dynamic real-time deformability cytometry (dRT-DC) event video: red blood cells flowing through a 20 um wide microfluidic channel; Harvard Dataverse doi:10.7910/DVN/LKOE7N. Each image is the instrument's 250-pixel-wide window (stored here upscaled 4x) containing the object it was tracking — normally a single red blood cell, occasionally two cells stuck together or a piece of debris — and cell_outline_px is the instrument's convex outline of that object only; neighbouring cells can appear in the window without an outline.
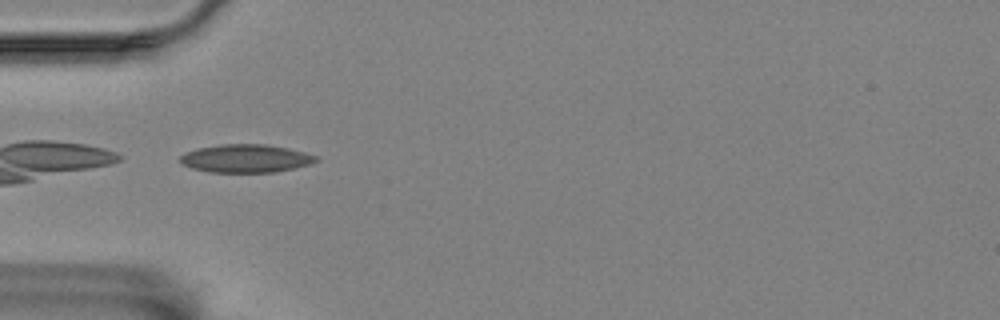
{"species": "Egyptian fruit bat (a non-hibernating species)", "species_latin": "Rousettus aegyptiacus", "temperature_condition": "room temperature", "stored_images_in_passage": 40, "camera_frame_rate_fps": 3000, "um_per_image_px": 0.085, "animal": {"sex": "female"}, "frame": {"image": 1, "passage_image": 1, "time_ms": 0.0, "image_size_px": [1000, 320], "cell_outline_px": [[320, 160], [308, 164], [292, 168], [272, 172], [208, 172], [192, 168], [180, 164], [180, 156], [196, 148], [220, 144], [264, 144], [288, 148], [304, 152], [316, 156]], "centroid_in_image_um": [20.85, 13.46], "position_along_channel_um": 64.1, "area_um2": 22.14}}
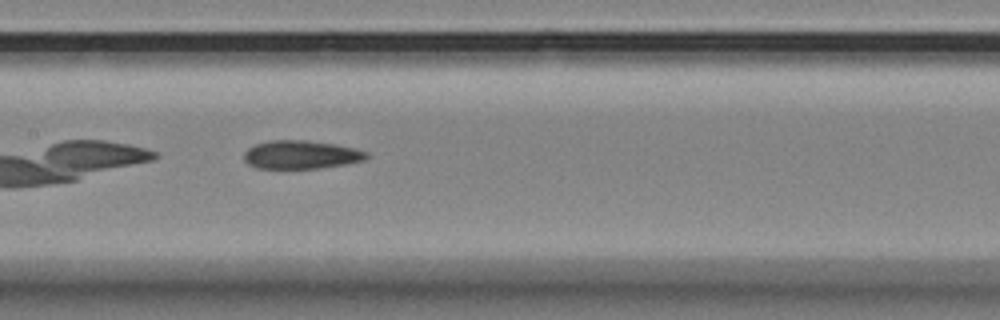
{"frame": {"image": 2, "passage_image": 11, "time_ms": 3.333, "image_size_px": [1000, 320], "cell_outline_px": [[368, 156], [364, 160], [344, 164], [320, 168], [256, 168], [248, 164], [244, 160], [244, 152], [248, 148], [256, 144], [268, 140], [304, 140], [336, 144], [356, 148], [368, 152]], "centroid_in_image_um": [25.58, 13.14], "position_along_channel_um": 181.8, "area_um2": 20.29}}
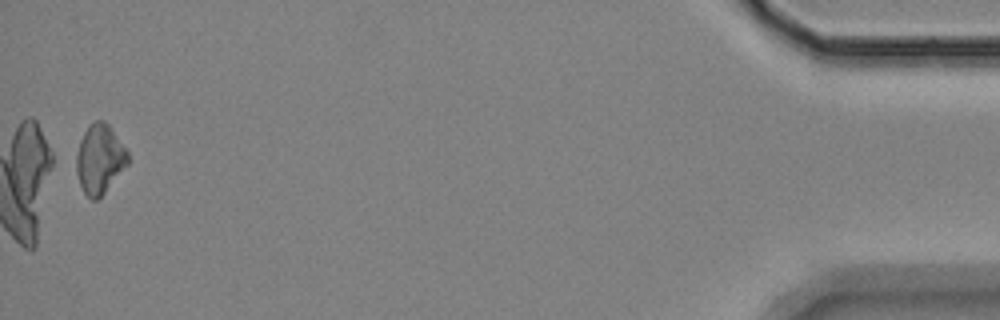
{"frame": {"image": 3, "passage_image": 39, "time_ms": 12.667, "image_size_px": [1000, 320], "cell_outline_px": [[128, 164], [104, 192], [96, 200], [92, 200], [84, 192], [80, 184], [76, 172], [76, 156], [80, 140], [88, 124], [96, 120], [104, 120], [108, 124], [128, 152]], "centroid_in_image_um": [8.46, 13.49], "position_along_channel_um": 426.7, "area_um2": 20.52}, "authors_computed_cell_mechanics": {"area_um2": 20.6346, "velocity_mm_per_s": 3.5259, "shape_relaxation_time_tau1_ms": 9.0592, "shape_relaxation_time_tau2_ms": 9.2516, "deformation_change_tau1": 0.1239, "deformation_change_tau2": 0.1745}}